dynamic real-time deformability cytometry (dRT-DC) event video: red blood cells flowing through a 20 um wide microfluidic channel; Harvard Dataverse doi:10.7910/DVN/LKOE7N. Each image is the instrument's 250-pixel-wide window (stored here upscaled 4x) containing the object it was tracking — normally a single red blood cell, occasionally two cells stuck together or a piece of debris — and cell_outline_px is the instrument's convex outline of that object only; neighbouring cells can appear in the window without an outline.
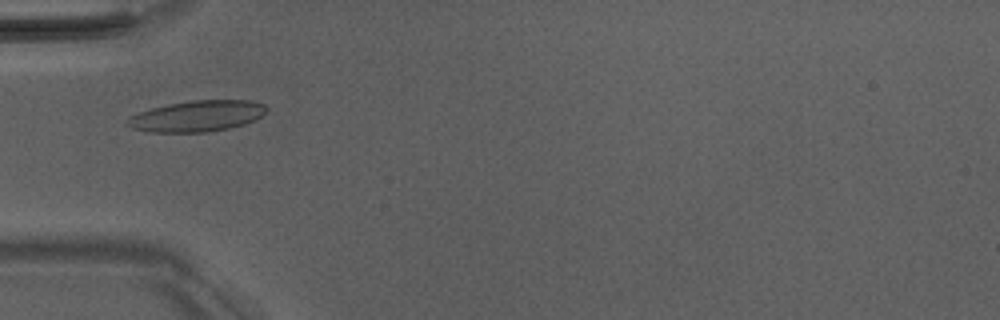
{"species": "Egyptian fruit bat (a non-hibernating species)", "species_latin": "Rousettus aegyptiacus", "temperature_condition": "room temperature", "stored_images_in_passage": 3, "camera_frame_rate_fps": 3000, "um_per_image_px": 0.085, "animal": {"sex": "male"}, "frame": {"image": 1, "passage_image": 3, "time_ms": 2.333, "image_size_px": [1000, 320], "cell_outline_px": [[268, 108], [256, 120], [244, 124], [228, 128], [208, 132], [148, 132], [132, 128], [124, 124], [124, 120], [128, 116], [152, 108], [168, 104], [192, 100], [248, 100], [264, 104]], "centroid_in_image_um": [16.7, 9.87], "position_along_channel_um": 68.3, "area_um2": 25.26}}